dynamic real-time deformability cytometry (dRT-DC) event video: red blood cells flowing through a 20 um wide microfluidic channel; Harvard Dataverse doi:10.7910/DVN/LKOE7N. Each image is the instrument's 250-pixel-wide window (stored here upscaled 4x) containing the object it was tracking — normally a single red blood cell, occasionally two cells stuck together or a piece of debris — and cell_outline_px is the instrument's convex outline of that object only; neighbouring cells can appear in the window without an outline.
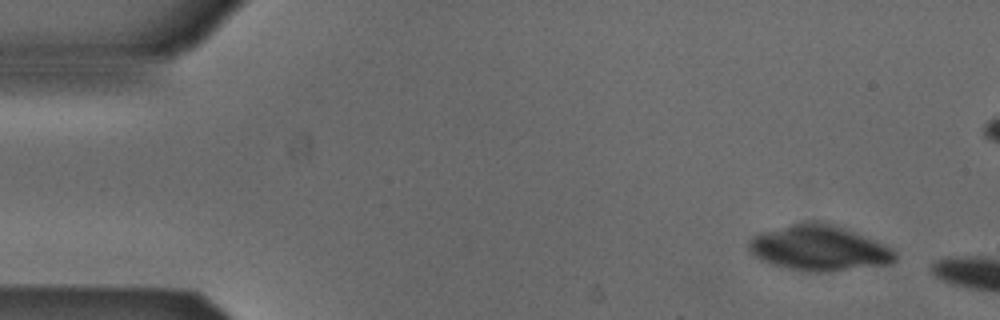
{"species": "Egyptian fruit bat (a non-hibernating species)", "species_latin": "Rousettus aegyptiacus", "temperature_condition": "cold", "stored_images_in_passage": 4, "camera_frame_rate_fps": 3000, "um_per_image_px": 0.085, "animal": {"sex": "male"}, "frame": {"image": 1, "passage_image": 1, "time_ms": 0.0, "image_size_px": [1000, 320], "cell_outline_px": [[896, 260], [892, 264], [828, 272], [804, 272], [768, 264], [760, 260], [748, 248], [748, 240], [752, 236], [760, 232], [792, 224], [812, 220], [824, 220], [836, 224], [884, 244], [892, 248], [896, 252]], "centroid_in_image_um": [69.62, 21.08], "position_along_channel_um": 15.4, "area_um2": 39.42}}